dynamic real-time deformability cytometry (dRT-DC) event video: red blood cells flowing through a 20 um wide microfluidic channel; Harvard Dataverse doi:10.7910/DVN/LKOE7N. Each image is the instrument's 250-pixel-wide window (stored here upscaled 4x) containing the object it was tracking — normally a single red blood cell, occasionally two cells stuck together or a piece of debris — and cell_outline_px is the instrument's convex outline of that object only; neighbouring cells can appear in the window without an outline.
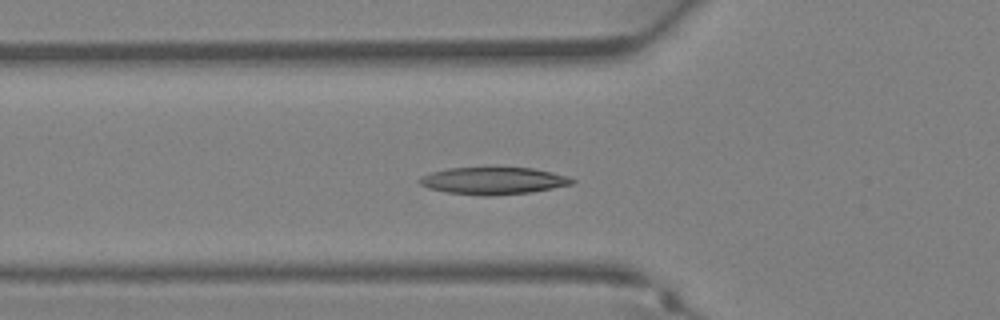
{"species": "Egyptian fruit bat (a non-hibernating species)", "species_latin": "Rousettus aegyptiacus", "temperature_condition": "warm", "stored_images_in_passage": 35, "camera_frame_rate_fps": 3000, "um_per_image_px": 0.085, "animal": {"sex": "female"}, "frame": {"image": 1, "passage_image": 13, "time_ms": 4.0, "image_size_px": [1000, 320], "cell_outline_px": [[576, 184], [532, 192], [492, 196], [484, 196], [448, 192], [428, 188], [420, 184], [416, 180], [420, 176], [432, 172], [448, 168], [532, 168], [552, 172], [568, 176], [576, 180]], "centroid_in_image_um": [41.96, 15.37], "position_along_channel_um": 83.8, "area_um2": 24.28}}
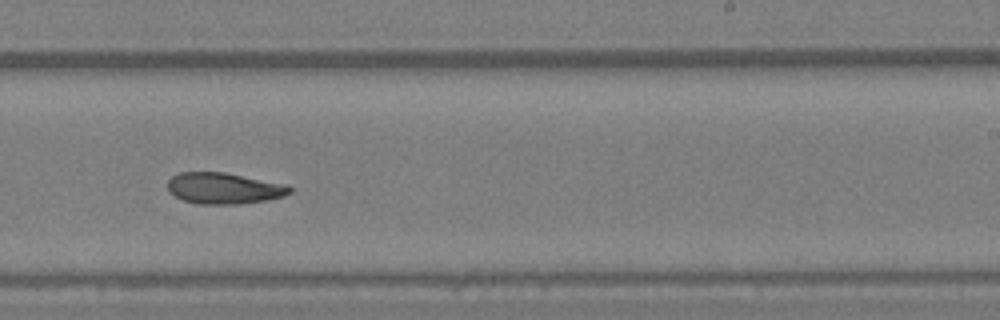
{"frame": {"image": 2, "passage_image": 23, "time_ms": 7.333, "image_size_px": [1000, 320], "cell_outline_px": [[292, 192], [284, 196], [264, 200], [236, 204], [200, 204], [184, 200], [168, 192], [168, 180], [172, 176], [180, 172], [224, 172], [288, 184], [292, 188]], "centroid_in_image_um": [19.05, 15.99], "position_along_channel_um": 270.0, "area_um2": 22.2}}
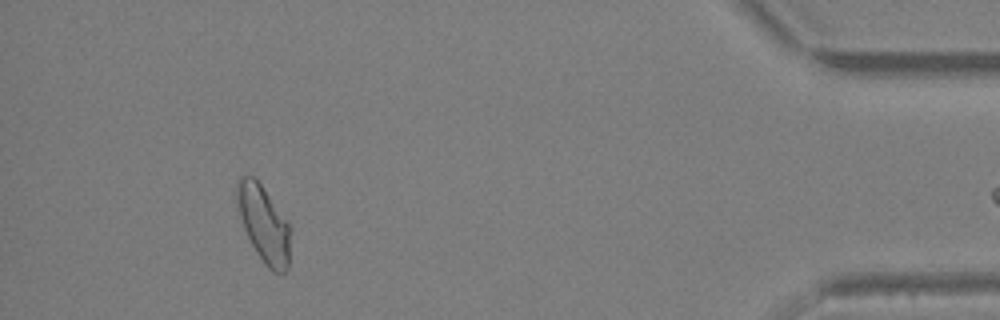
{"frame": {"image": 3, "passage_image": 34, "time_ms": 11.0, "image_size_px": [1000, 320], "cell_outline_px": [[292, 228], [288, 268], [280, 276], [272, 272], [264, 264], [256, 252], [244, 228], [240, 216], [236, 196], [236, 184], [240, 176], [252, 176], [260, 184], [288, 220]], "centroid_in_image_um": [22.47, 19.09], "position_along_channel_um": 412.7, "area_um2": 24.1}}